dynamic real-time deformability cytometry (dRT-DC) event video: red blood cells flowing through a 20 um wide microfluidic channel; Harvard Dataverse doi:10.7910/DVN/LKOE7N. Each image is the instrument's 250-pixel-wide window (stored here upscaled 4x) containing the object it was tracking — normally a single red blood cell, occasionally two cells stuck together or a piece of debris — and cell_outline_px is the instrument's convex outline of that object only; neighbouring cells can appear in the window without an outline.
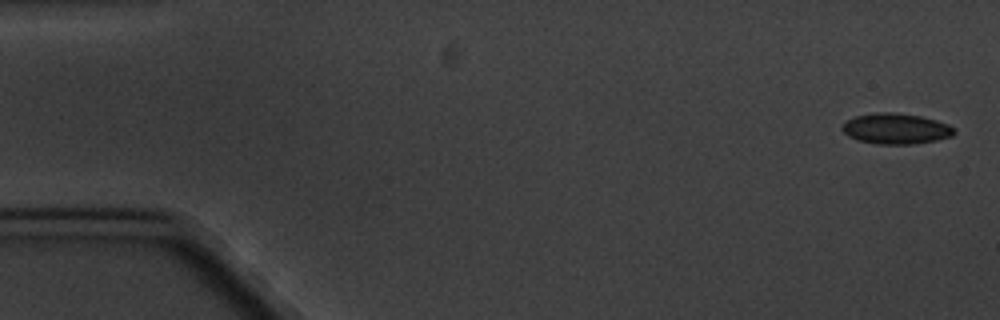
{"species": "common noctule bat (a hibernating species)", "species_latin": "Nyctalus noctula", "temperature_condition": "cold", "stored_images_in_passage": 5, "camera_frame_rate_fps": 3000, "um_per_image_px": 0.085, "animal": {"sex": "male", "body_mass_g": 20.1, "forearm_length_mm": 53.5}, "frame": {"image": 1, "passage_image": 1, "time_ms": 0.0, "image_size_px": [1000, 320], "cell_outline_px": [[956, 132], [952, 136], [936, 140], [912, 144], [880, 144], [860, 140], [848, 136], [840, 128], [848, 120], [856, 116], [876, 112], [892, 112], [920, 116], [936, 120], [948, 124], [956, 128]], "centroid_in_image_um": [76.19, 10.93], "position_along_channel_um": 8.8, "area_um2": 19.88}}
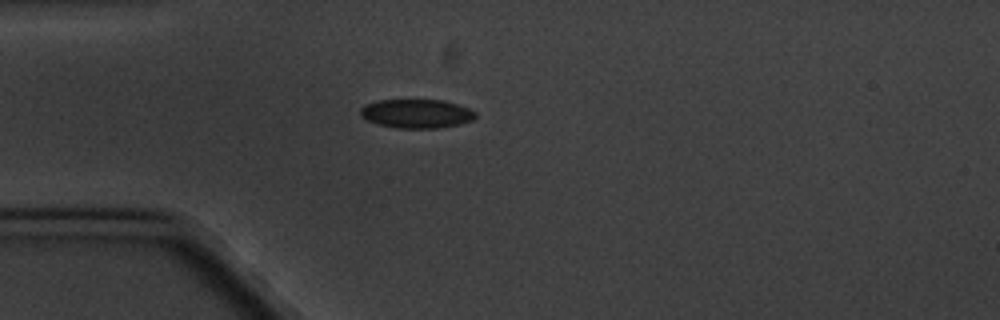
{"frame": {"image": 2, "passage_image": 5, "time_ms": 4.667, "image_size_px": [1000, 320], "cell_outline_px": [[476, 116], [472, 120], [460, 124], [440, 128], [396, 128], [376, 124], [360, 116], [360, 108], [364, 104], [380, 100], [444, 100], [468, 108], [476, 112]], "centroid_in_image_um": [35.38, 9.66], "position_along_channel_um": 49.6, "area_um2": 19.48}}